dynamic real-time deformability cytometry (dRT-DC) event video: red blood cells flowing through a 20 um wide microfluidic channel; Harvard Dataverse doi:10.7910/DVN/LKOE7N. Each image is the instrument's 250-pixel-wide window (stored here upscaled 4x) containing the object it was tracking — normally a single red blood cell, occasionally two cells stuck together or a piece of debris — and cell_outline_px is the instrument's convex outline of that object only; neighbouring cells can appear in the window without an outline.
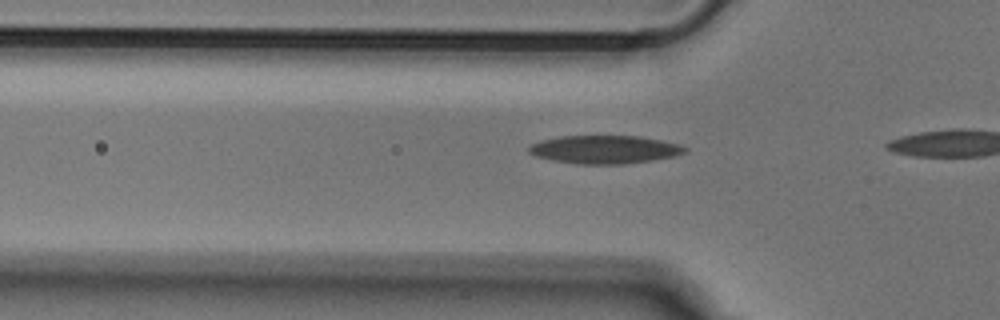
{"species": "Egyptian fruit bat (a non-hibernating species)", "species_latin": "Rousettus aegyptiacus", "temperature_condition": "cold", "stored_images_in_passage": 3, "camera_frame_rate_fps": 3000, "um_per_image_px": 0.085, "animal": {"sex": "male"}, "frame": {"image": 1, "passage_image": 2, "time_ms": 0.333, "image_size_px": [1000, 320], "cell_outline_px": [[688, 152], [676, 156], [652, 160], [624, 164], [576, 164], [552, 160], [536, 156], [528, 152], [528, 148], [532, 144], [540, 140], [560, 136], [640, 136], [680, 144], [688, 148]], "centroid_in_image_um": [51.42, 12.71], "position_along_channel_um": 74.4, "area_um2": 25.78}}